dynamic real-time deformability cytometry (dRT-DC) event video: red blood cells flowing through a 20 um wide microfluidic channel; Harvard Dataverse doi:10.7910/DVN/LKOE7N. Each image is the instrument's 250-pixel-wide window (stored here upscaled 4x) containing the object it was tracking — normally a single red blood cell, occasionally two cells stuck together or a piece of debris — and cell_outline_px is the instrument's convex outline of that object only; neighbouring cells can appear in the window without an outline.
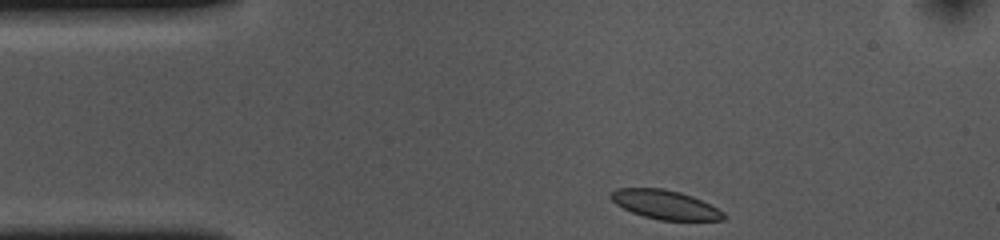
{"species": "common noctule bat (a hibernating species)", "species_latin": "Nyctalus noctula", "temperature_condition": "cold", "stored_images_in_passage": 36, "camera_frame_rate_fps": 3000, "um_per_image_px": 0.085, "animal": {"sex": "female", "body_mass_g": 10.0, "forearm_length_mm": 53.1}, "frame": {"image": 1, "passage_image": 1, "time_ms": 0.0, "image_size_px": [1000, 240], "cell_outline_px": [[728, 216], [724, 220], [660, 220], [644, 216], [632, 212], [616, 204], [608, 196], [616, 188], [664, 188], [680, 192], [692, 196], [724, 212]], "centroid_in_image_um": [56.53, 17.39], "position_along_channel_um": 28.5, "area_um2": 18.96}}
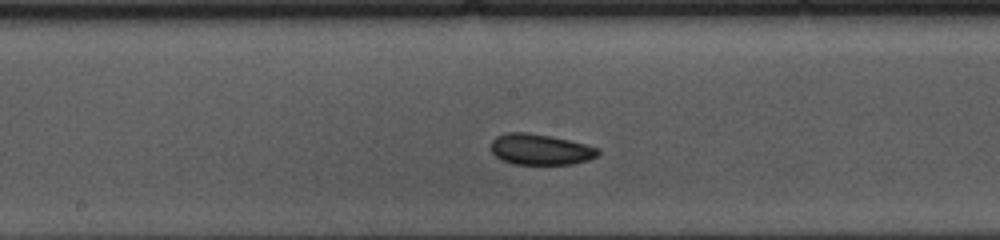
{"frame": {"image": 2, "passage_image": 19, "time_ms": 6.0, "image_size_px": [1000, 240], "cell_outline_px": [[600, 152], [596, 156], [588, 160], [572, 164], [512, 164], [496, 156], [492, 152], [492, 140], [496, 136], [508, 132], [528, 132], [568, 140], [600, 148]], "centroid_in_image_um": [45.93, 12.7], "position_along_channel_um": 202.3, "area_um2": 19.07}}
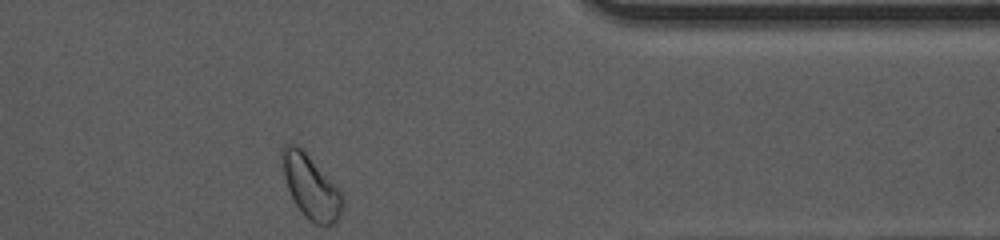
{"frame": {"image": 3, "passage_image": 36, "time_ms": 11.667, "image_size_px": [1000, 240], "cell_outline_px": [[344, 204], [340, 216], [336, 224], [316, 224], [296, 204], [288, 188], [284, 176], [280, 148], [284, 144], [296, 144], [308, 156], [340, 192], [344, 200]], "centroid_in_image_um": [26.41, 15.87], "position_along_channel_um": 385.0, "area_um2": 21.39}, "authors_computed_cell_mechanics": {"area_um2": 19.3341, "velocity_mm_per_s": 3.5961, "shape_relaxation_time_tau1_ms": null, "shape_relaxation_time_tau2_ms": 2.6035, "deformation_change_tau1": null, "deformation_change_tau2": 0.0599}}